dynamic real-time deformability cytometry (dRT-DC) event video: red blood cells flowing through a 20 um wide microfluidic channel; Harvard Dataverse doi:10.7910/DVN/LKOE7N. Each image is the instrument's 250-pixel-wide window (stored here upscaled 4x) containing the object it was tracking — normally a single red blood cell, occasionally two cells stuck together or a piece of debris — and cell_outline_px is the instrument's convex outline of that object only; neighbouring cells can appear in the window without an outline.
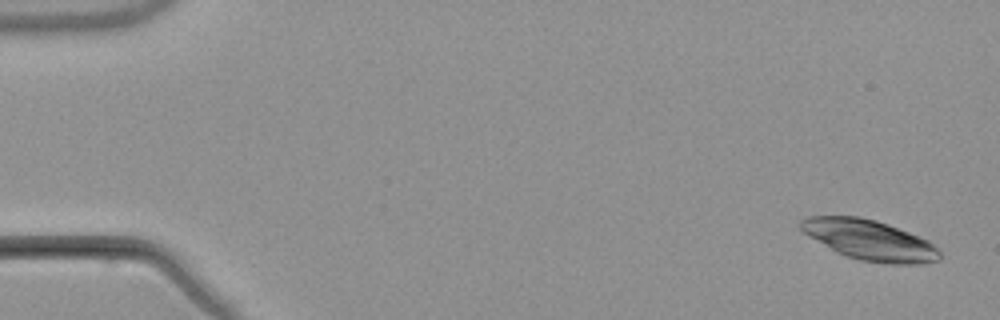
{"species": "common noctule bat (a hibernating species)", "species_latin": "Nyctalus noctula", "temperature_condition": "warm", "stored_images_in_passage": 5, "camera_frame_rate_fps": 3000, "um_per_image_px": 0.085, "animal": {"sex": "male", "body_mass_g": 21.5, "forearm_length_mm": 52.0}, "frame": {"image": 1, "passage_image": 1, "time_ms": 0.0, "image_size_px": [1000, 320], "cell_outline_px": [[940, 256], [936, 260], [924, 264], [888, 264], [860, 260], [836, 252], [808, 236], [800, 228], [800, 220], [808, 216], [860, 216], [876, 220], [888, 224], [928, 240], [940, 252]], "centroid_in_image_um": [73.89, 20.4], "position_along_channel_um": 11.1, "area_um2": 32.43}}